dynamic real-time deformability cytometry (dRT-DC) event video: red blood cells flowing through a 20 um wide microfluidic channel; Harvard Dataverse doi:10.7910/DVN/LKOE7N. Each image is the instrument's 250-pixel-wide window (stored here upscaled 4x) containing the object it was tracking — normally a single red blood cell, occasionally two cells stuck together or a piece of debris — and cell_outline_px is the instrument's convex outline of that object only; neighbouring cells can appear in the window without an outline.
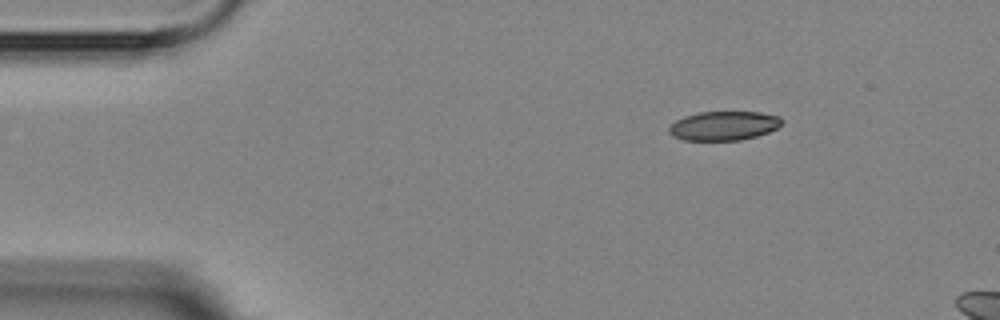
{"species": "Egyptian fruit bat (a non-hibernating species)", "species_latin": "Rousettus aegyptiacus", "temperature_condition": "room temperature", "stored_images_in_passage": 3, "camera_frame_rate_fps": 3000, "um_per_image_px": 0.085, "animal": {"sex": "female"}, "frame": {"image": 1, "passage_image": 1, "time_ms": 0.0, "image_size_px": [1000, 320], "cell_outline_px": [[784, 120], [776, 128], [768, 132], [756, 136], [740, 140], [684, 140], [672, 136], [668, 132], [668, 128], [676, 120], [684, 116], [700, 112], [760, 112], [780, 116]], "centroid_in_image_um": [61.51, 10.69], "position_along_channel_um": 23.5, "area_um2": 19.13}}